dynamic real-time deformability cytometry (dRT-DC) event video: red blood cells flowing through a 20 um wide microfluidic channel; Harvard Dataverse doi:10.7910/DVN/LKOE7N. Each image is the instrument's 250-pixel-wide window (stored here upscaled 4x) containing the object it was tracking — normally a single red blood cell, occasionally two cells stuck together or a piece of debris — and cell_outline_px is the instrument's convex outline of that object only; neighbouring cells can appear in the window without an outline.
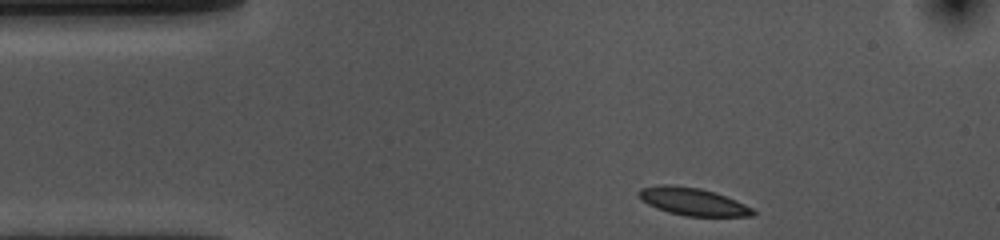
{"species": "common noctule bat (a hibernating species)", "species_latin": "Nyctalus noctula", "temperature_condition": "cold", "stored_images_in_passage": 37, "camera_frame_rate_fps": 3000, "um_per_image_px": 0.085, "animal": {"sex": "female", "body_mass_g": 10.0, "forearm_length_mm": 53.1}, "frame": {"image": 1, "passage_image": 1, "time_ms": 0.0, "image_size_px": [1000, 240], "cell_outline_px": [[756, 212], [752, 216], [684, 216], [668, 212], [656, 208], [648, 204], [636, 192], [640, 188], [664, 184], [668, 184], [700, 188], [716, 192], [736, 200], [752, 208]], "centroid_in_image_um": [58.89, 17.13], "position_along_channel_um": 26.1, "area_um2": 18.32}}
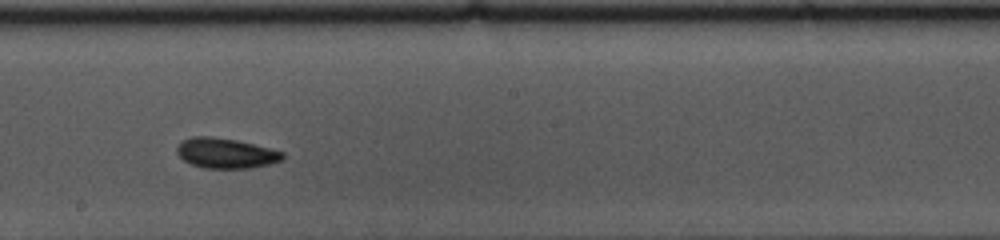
{"frame": {"image": 2, "passage_image": 22, "time_ms": 7.0, "image_size_px": [1000, 240], "cell_outline_px": [[284, 160], [252, 168], [204, 168], [192, 164], [184, 160], [176, 152], [176, 148], [180, 140], [192, 136], [208, 136], [236, 140], [284, 152]], "centroid_in_image_um": [19.17, 13.02], "position_along_channel_um": 229.0, "area_um2": 18.55}}
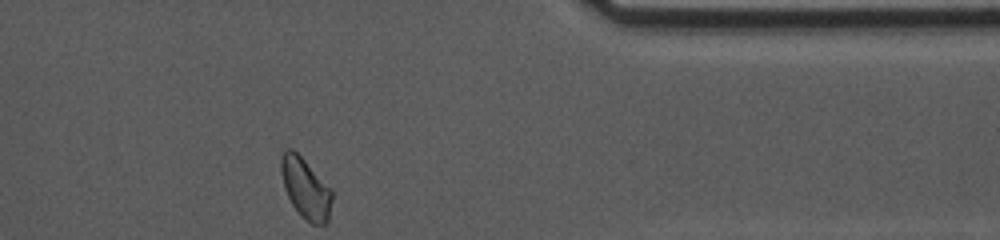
{"frame": {"image": 3, "passage_image": 37, "time_ms": 12.0, "image_size_px": [1000, 240], "cell_outline_px": [[332, 200], [328, 220], [324, 224], [312, 224], [292, 204], [284, 188], [280, 172], [280, 156], [284, 148], [292, 148], [304, 160], [332, 192]], "centroid_in_image_um": [25.93, 15.96], "position_along_channel_um": 385.5, "area_um2": 17.46}, "authors_computed_cell_mechanics": {"area_um2": 18.2648, "velocity_mm_per_s": 3.5702, "shape_relaxation_time_tau1_ms": 2.1832, "shape_relaxation_time_tau2_ms": 2.4927, "deformation_change_tau1": 0.0908, "deformation_change_tau2": 0.0614}}